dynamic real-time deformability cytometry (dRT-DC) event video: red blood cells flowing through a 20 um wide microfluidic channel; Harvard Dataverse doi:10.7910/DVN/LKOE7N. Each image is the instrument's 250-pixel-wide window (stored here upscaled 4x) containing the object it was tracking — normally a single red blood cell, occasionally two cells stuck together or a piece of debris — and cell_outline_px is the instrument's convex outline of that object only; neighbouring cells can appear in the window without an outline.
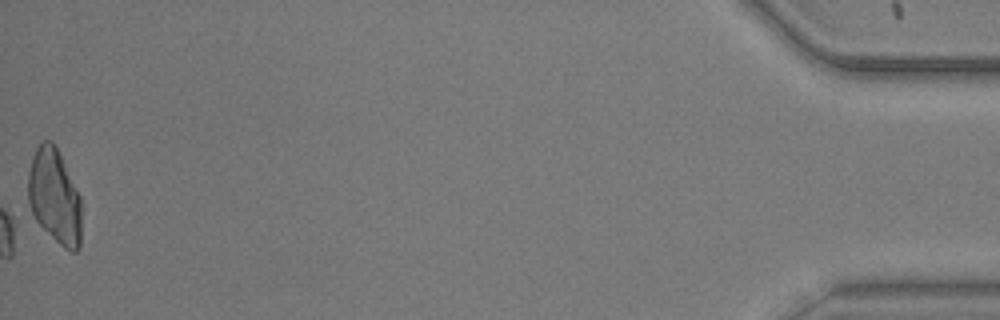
{"species": "common noctule bat (a hibernating species)", "species_latin": "Nyctalus noctula", "temperature_condition": "warm", "stored_images_in_passage": 50, "camera_frame_rate_fps": 3000, "um_per_image_px": 0.085, "animal": {"sex": "male", "body_mass_g": 20.5, "forearm_length_mm": 52.5}, "frame": {"image": 1, "passage_image": 50, "time_ms": 16.333, "image_size_px": [1000, 320], "cell_outline_px": [[84, 204], [80, 248], [76, 252], [72, 252], [64, 248], [28, 212], [28, 172], [32, 156], [36, 148], [44, 140], [52, 140]], "centroid_in_image_um": [4.66, 16.75], "position_along_channel_um": 430.5, "area_um2": 30.0}, "authors_computed_cell_mechanics": {"area_um2": 17.5423, "velocity_mm_per_s": 3.7948, "shape_relaxation_time_tau1_ms": null, "shape_relaxation_time_tau2_ms": 2.9353, "deformation_change_tau1": null, "deformation_change_tau2": 0.0846}}